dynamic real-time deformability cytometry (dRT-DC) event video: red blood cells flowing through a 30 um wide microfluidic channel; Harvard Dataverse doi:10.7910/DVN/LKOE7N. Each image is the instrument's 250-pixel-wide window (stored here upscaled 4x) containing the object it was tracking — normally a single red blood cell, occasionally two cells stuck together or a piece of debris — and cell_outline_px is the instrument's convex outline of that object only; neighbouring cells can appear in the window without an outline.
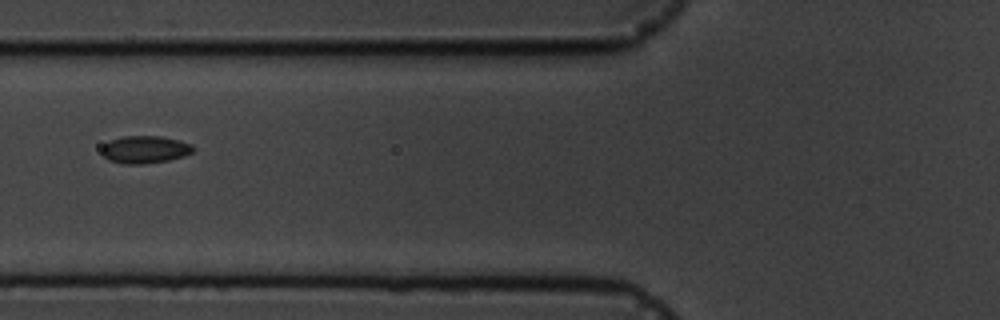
{"species": "common noctule bat (a hibernating species)", "species_latin": "Nyctalus noctula", "temperature_condition": "cold", "stored_images_in_passage": 15, "camera_frame_rate_fps": 3000, "um_per_image_px": 0.085, "animal": {"sex": "male", "body_mass_g": 19.5, "forearm_length_mm": 54.6}, "frame": {"image": 1, "passage_image": 5, "time_ms": 5.0, "image_size_px": [1000, 320], "cell_outline_px": [[196, 148], [192, 152], [184, 156], [168, 160], [144, 164], [124, 164], [108, 160], [100, 152], [100, 148], [108, 140], [124, 136], [160, 136], [192, 144]], "centroid_in_image_um": [12.28, 12.71], "position_along_channel_um": 113.5, "area_um2": 14.8}}
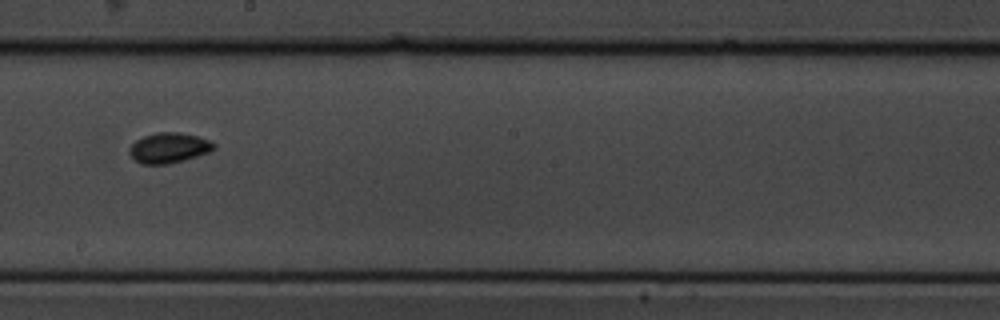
{"frame": {"image": 2, "passage_image": 8, "time_ms": 8.333, "image_size_px": [1000, 320], "cell_outline_px": [[216, 148], [208, 152], [184, 160], [168, 164], [140, 164], [128, 152], [128, 148], [136, 140], [144, 136], [156, 132], [180, 132], [196, 136], [208, 140], [216, 144]], "centroid_in_image_um": [14.34, 12.56], "position_along_channel_um": 233.9, "area_um2": 14.85}}
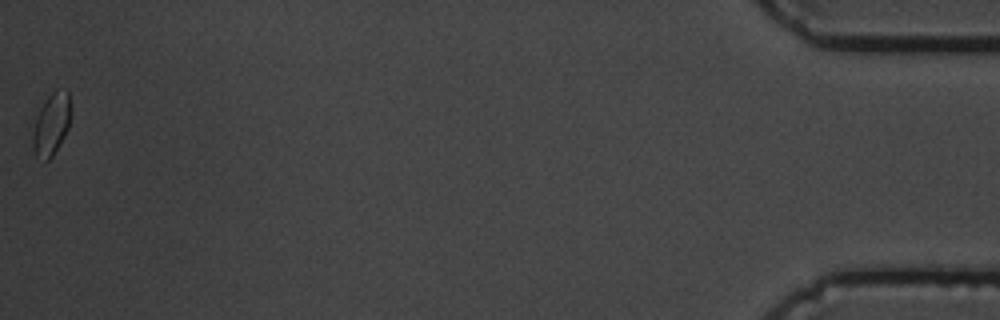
{"frame": {"image": 3, "passage_image": 15, "time_ms": 16.333, "image_size_px": [1000, 320], "cell_outline_px": [[68, 128], [64, 136], [52, 156], [48, 160], [44, 160], [36, 156], [32, 148], [32, 132], [36, 116], [44, 100], [56, 88], [68, 88]], "centroid_in_image_um": [4.32, 10.54], "position_along_channel_um": 430.9, "area_um2": 13.58}, "authors_computed_cell_mechanics": {"area_um2": 14.3344, "velocity_mm_per_s": 3.6161, "shape_relaxation_time_tau1_ms": 2.2879, "shape_relaxation_time_tau2_ms": null, "deformation_change_tau1": 0.0583, "deformation_change_tau2": null}}